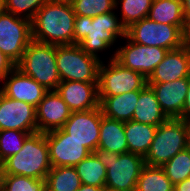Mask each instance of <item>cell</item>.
I'll list each match as a JSON object with an SVG mask.
<instances>
[{"label":"cell","instance_id":"ffe728a7","mask_svg":"<svg viewBox=\"0 0 190 191\" xmlns=\"http://www.w3.org/2000/svg\"><path fill=\"white\" fill-rule=\"evenodd\" d=\"M139 94L140 90H136L111 97H99V107L105 117L128 122L133 118Z\"/></svg>","mask_w":190,"mask_h":191},{"label":"cell","instance_id":"d590c367","mask_svg":"<svg viewBox=\"0 0 190 191\" xmlns=\"http://www.w3.org/2000/svg\"><path fill=\"white\" fill-rule=\"evenodd\" d=\"M173 191H190V177L175 184Z\"/></svg>","mask_w":190,"mask_h":191},{"label":"cell","instance_id":"52a82bcc","mask_svg":"<svg viewBox=\"0 0 190 191\" xmlns=\"http://www.w3.org/2000/svg\"><path fill=\"white\" fill-rule=\"evenodd\" d=\"M98 69L99 97H111L123 93L141 90L147 85V78L136 71L128 69L115 59V50Z\"/></svg>","mask_w":190,"mask_h":191},{"label":"cell","instance_id":"8fae6325","mask_svg":"<svg viewBox=\"0 0 190 191\" xmlns=\"http://www.w3.org/2000/svg\"><path fill=\"white\" fill-rule=\"evenodd\" d=\"M124 45L117 46L115 59L123 66L143 74L148 78L156 66L164 59L169 50L161 47H150L123 38Z\"/></svg>","mask_w":190,"mask_h":191},{"label":"cell","instance_id":"4316f807","mask_svg":"<svg viewBox=\"0 0 190 191\" xmlns=\"http://www.w3.org/2000/svg\"><path fill=\"white\" fill-rule=\"evenodd\" d=\"M81 184L102 187L105 189L106 167L94 153L84 158L75 166Z\"/></svg>","mask_w":190,"mask_h":191},{"label":"cell","instance_id":"d4e9b609","mask_svg":"<svg viewBox=\"0 0 190 191\" xmlns=\"http://www.w3.org/2000/svg\"><path fill=\"white\" fill-rule=\"evenodd\" d=\"M81 186L75 167H52L45 179L46 191H77Z\"/></svg>","mask_w":190,"mask_h":191},{"label":"cell","instance_id":"ab89813d","mask_svg":"<svg viewBox=\"0 0 190 191\" xmlns=\"http://www.w3.org/2000/svg\"><path fill=\"white\" fill-rule=\"evenodd\" d=\"M50 1L72 5L75 0H50Z\"/></svg>","mask_w":190,"mask_h":191},{"label":"cell","instance_id":"6da1fadb","mask_svg":"<svg viewBox=\"0 0 190 191\" xmlns=\"http://www.w3.org/2000/svg\"><path fill=\"white\" fill-rule=\"evenodd\" d=\"M114 11L88 17L76 15L74 21V44L101 62L99 53L115 48V44L126 36V28L122 25L119 15Z\"/></svg>","mask_w":190,"mask_h":191},{"label":"cell","instance_id":"e0dca14e","mask_svg":"<svg viewBox=\"0 0 190 191\" xmlns=\"http://www.w3.org/2000/svg\"><path fill=\"white\" fill-rule=\"evenodd\" d=\"M190 76V46L169 50L147 78V84H159Z\"/></svg>","mask_w":190,"mask_h":191},{"label":"cell","instance_id":"7bdbcfd3","mask_svg":"<svg viewBox=\"0 0 190 191\" xmlns=\"http://www.w3.org/2000/svg\"><path fill=\"white\" fill-rule=\"evenodd\" d=\"M104 191H117V190H109V189H104Z\"/></svg>","mask_w":190,"mask_h":191},{"label":"cell","instance_id":"ac0fdd59","mask_svg":"<svg viewBox=\"0 0 190 191\" xmlns=\"http://www.w3.org/2000/svg\"><path fill=\"white\" fill-rule=\"evenodd\" d=\"M56 92L72 112L99 107L98 83L63 81L57 86Z\"/></svg>","mask_w":190,"mask_h":191},{"label":"cell","instance_id":"1f68e13d","mask_svg":"<svg viewBox=\"0 0 190 191\" xmlns=\"http://www.w3.org/2000/svg\"><path fill=\"white\" fill-rule=\"evenodd\" d=\"M116 0H75L72 4L76 15L96 17L114 11Z\"/></svg>","mask_w":190,"mask_h":191},{"label":"cell","instance_id":"f546056e","mask_svg":"<svg viewBox=\"0 0 190 191\" xmlns=\"http://www.w3.org/2000/svg\"><path fill=\"white\" fill-rule=\"evenodd\" d=\"M1 191H46L45 179L0 174Z\"/></svg>","mask_w":190,"mask_h":191},{"label":"cell","instance_id":"5b68a950","mask_svg":"<svg viewBox=\"0 0 190 191\" xmlns=\"http://www.w3.org/2000/svg\"><path fill=\"white\" fill-rule=\"evenodd\" d=\"M190 123L179 118L168 119L157 127L144 161L146 165L162 167L177 153L187 148Z\"/></svg>","mask_w":190,"mask_h":191},{"label":"cell","instance_id":"277c9868","mask_svg":"<svg viewBox=\"0 0 190 191\" xmlns=\"http://www.w3.org/2000/svg\"><path fill=\"white\" fill-rule=\"evenodd\" d=\"M106 167L105 189L135 191L140 172L145 165L144 157L135 153H115L105 149L93 152Z\"/></svg>","mask_w":190,"mask_h":191},{"label":"cell","instance_id":"7a4b0ae2","mask_svg":"<svg viewBox=\"0 0 190 191\" xmlns=\"http://www.w3.org/2000/svg\"><path fill=\"white\" fill-rule=\"evenodd\" d=\"M75 17L72 5L49 0L31 20L33 41L57 46L73 45Z\"/></svg>","mask_w":190,"mask_h":191},{"label":"cell","instance_id":"e575fe53","mask_svg":"<svg viewBox=\"0 0 190 191\" xmlns=\"http://www.w3.org/2000/svg\"><path fill=\"white\" fill-rule=\"evenodd\" d=\"M179 119L190 123V76H189L188 91L186 94L184 107L182 109V114Z\"/></svg>","mask_w":190,"mask_h":191},{"label":"cell","instance_id":"44dd1931","mask_svg":"<svg viewBox=\"0 0 190 191\" xmlns=\"http://www.w3.org/2000/svg\"><path fill=\"white\" fill-rule=\"evenodd\" d=\"M168 119L157 101L154 90L147 84L140 90L132 120L158 127Z\"/></svg>","mask_w":190,"mask_h":191},{"label":"cell","instance_id":"8d00e7d4","mask_svg":"<svg viewBox=\"0 0 190 191\" xmlns=\"http://www.w3.org/2000/svg\"><path fill=\"white\" fill-rule=\"evenodd\" d=\"M183 14L186 22L190 21V0H182Z\"/></svg>","mask_w":190,"mask_h":191},{"label":"cell","instance_id":"2e32d148","mask_svg":"<svg viewBox=\"0 0 190 191\" xmlns=\"http://www.w3.org/2000/svg\"><path fill=\"white\" fill-rule=\"evenodd\" d=\"M71 113L56 90L47 91L36 107L37 132L46 133L62 128Z\"/></svg>","mask_w":190,"mask_h":191},{"label":"cell","instance_id":"3957f363","mask_svg":"<svg viewBox=\"0 0 190 191\" xmlns=\"http://www.w3.org/2000/svg\"><path fill=\"white\" fill-rule=\"evenodd\" d=\"M52 166L45 133L30 134L22 149L0 164V174L20 175L34 179H46Z\"/></svg>","mask_w":190,"mask_h":191},{"label":"cell","instance_id":"4dcf8cb0","mask_svg":"<svg viewBox=\"0 0 190 191\" xmlns=\"http://www.w3.org/2000/svg\"><path fill=\"white\" fill-rule=\"evenodd\" d=\"M33 133L20 130L0 131V164L9 156L17 154L23 147L25 139Z\"/></svg>","mask_w":190,"mask_h":191},{"label":"cell","instance_id":"ba28073f","mask_svg":"<svg viewBox=\"0 0 190 191\" xmlns=\"http://www.w3.org/2000/svg\"><path fill=\"white\" fill-rule=\"evenodd\" d=\"M56 62L61 82L98 83V69L101 61L85 53L79 45L57 46Z\"/></svg>","mask_w":190,"mask_h":191},{"label":"cell","instance_id":"603a6c76","mask_svg":"<svg viewBox=\"0 0 190 191\" xmlns=\"http://www.w3.org/2000/svg\"><path fill=\"white\" fill-rule=\"evenodd\" d=\"M148 18L157 23L175 25L184 33L187 29L182 0H153Z\"/></svg>","mask_w":190,"mask_h":191},{"label":"cell","instance_id":"d6a6232c","mask_svg":"<svg viewBox=\"0 0 190 191\" xmlns=\"http://www.w3.org/2000/svg\"><path fill=\"white\" fill-rule=\"evenodd\" d=\"M48 1L49 0H4L5 11L31 21L36 12Z\"/></svg>","mask_w":190,"mask_h":191},{"label":"cell","instance_id":"484cf974","mask_svg":"<svg viewBox=\"0 0 190 191\" xmlns=\"http://www.w3.org/2000/svg\"><path fill=\"white\" fill-rule=\"evenodd\" d=\"M174 185L162 167L144 165L136 183L135 191H173Z\"/></svg>","mask_w":190,"mask_h":191},{"label":"cell","instance_id":"60d3db41","mask_svg":"<svg viewBox=\"0 0 190 191\" xmlns=\"http://www.w3.org/2000/svg\"><path fill=\"white\" fill-rule=\"evenodd\" d=\"M5 10L4 0H0V14Z\"/></svg>","mask_w":190,"mask_h":191},{"label":"cell","instance_id":"74e56055","mask_svg":"<svg viewBox=\"0 0 190 191\" xmlns=\"http://www.w3.org/2000/svg\"><path fill=\"white\" fill-rule=\"evenodd\" d=\"M77 191H104V189L102 187L81 184Z\"/></svg>","mask_w":190,"mask_h":191},{"label":"cell","instance_id":"b9f144b4","mask_svg":"<svg viewBox=\"0 0 190 191\" xmlns=\"http://www.w3.org/2000/svg\"><path fill=\"white\" fill-rule=\"evenodd\" d=\"M187 149L190 151V131H189V136H188Z\"/></svg>","mask_w":190,"mask_h":191},{"label":"cell","instance_id":"9a60e30c","mask_svg":"<svg viewBox=\"0 0 190 191\" xmlns=\"http://www.w3.org/2000/svg\"><path fill=\"white\" fill-rule=\"evenodd\" d=\"M0 91L9 98L27 102L35 108L47 92L42 85L17 67L0 81Z\"/></svg>","mask_w":190,"mask_h":191},{"label":"cell","instance_id":"4fadbf2b","mask_svg":"<svg viewBox=\"0 0 190 191\" xmlns=\"http://www.w3.org/2000/svg\"><path fill=\"white\" fill-rule=\"evenodd\" d=\"M102 115L100 107L72 112L62 129L93 153L98 148Z\"/></svg>","mask_w":190,"mask_h":191},{"label":"cell","instance_id":"cb8c5ba5","mask_svg":"<svg viewBox=\"0 0 190 191\" xmlns=\"http://www.w3.org/2000/svg\"><path fill=\"white\" fill-rule=\"evenodd\" d=\"M156 130V126L142 124L134 120L125 122L124 132L128 152L145 157L150 149Z\"/></svg>","mask_w":190,"mask_h":191},{"label":"cell","instance_id":"f35d334b","mask_svg":"<svg viewBox=\"0 0 190 191\" xmlns=\"http://www.w3.org/2000/svg\"><path fill=\"white\" fill-rule=\"evenodd\" d=\"M185 44L190 46V21L187 23V29L185 32Z\"/></svg>","mask_w":190,"mask_h":191},{"label":"cell","instance_id":"f1b7e54d","mask_svg":"<svg viewBox=\"0 0 190 191\" xmlns=\"http://www.w3.org/2000/svg\"><path fill=\"white\" fill-rule=\"evenodd\" d=\"M173 185L190 177V151L186 148L162 166Z\"/></svg>","mask_w":190,"mask_h":191},{"label":"cell","instance_id":"d6986e66","mask_svg":"<svg viewBox=\"0 0 190 191\" xmlns=\"http://www.w3.org/2000/svg\"><path fill=\"white\" fill-rule=\"evenodd\" d=\"M189 77L180 78L171 82L148 84L154 90L162 111L169 118H180L186 94Z\"/></svg>","mask_w":190,"mask_h":191},{"label":"cell","instance_id":"30bf717a","mask_svg":"<svg viewBox=\"0 0 190 191\" xmlns=\"http://www.w3.org/2000/svg\"><path fill=\"white\" fill-rule=\"evenodd\" d=\"M33 41L31 21L3 11L0 14V51L17 65Z\"/></svg>","mask_w":190,"mask_h":191},{"label":"cell","instance_id":"7402d4cb","mask_svg":"<svg viewBox=\"0 0 190 191\" xmlns=\"http://www.w3.org/2000/svg\"><path fill=\"white\" fill-rule=\"evenodd\" d=\"M125 122L113 120L102 115L98 149L115 153L128 152L125 136Z\"/></svg>","mask_w":190,"mask_h":191},{"label":"cell","instance_id":"5bb4252c","mask_svg":"<svg viewBox=\"0 0 190 191\" xmlns=\"http://www.w3.org/2000/svg\"><path fill=\"white\" fill-rule=\"evenodd\" d=\"M1 130H20L27 133H36V108L27 102L9 98L0 91Z\"/></svg>","mask_w":190,"mask_h":191},{"label":"cell","instance_id":"9c48e42d","mask_svg":"<svg viewBox=\"0 0 190 191\" xmlns=\"http://www.w3.org/2000/svg\"><path fill=\"white\" fill-rule=\"evenodd\" d=\"M126 37L135 43L174 50L185 45V33L177 26L157 23L148 17L126 29Z\"/></svg>","mask_w":190,"mask_h":191},{"label":"cell","instance_id":"836d02e7","mask_svg":"<svg viewBox=\"0 0 190 191\" xmlns=\"http://www.w3.org/2000/svg\"><path fill=\"white\" fill-rule=\"evenodd\" d=\"M16 65L0 51V81L6 77Z\"/></svg>","mask_w":190,"mask_h":191},{"label":"cell","instance_id":"8992f818","mask_svg":"<svg viewBox=\"0 0 190 191\" xmlns=\"http://www.w3.org/2000/svg\"><path fill=\"white\" fill-rule=\"evenodd\" d=\"M56 49L57 45L32 41L16 67L47 91L56 90L61 83L57 70Z\"/></svg>","mask_w":190,"mask_h":191},{"label":"cell","instance_id":"83f0119b","mask_svg":"<svg viewBox=\"0 0 190 191\" xmlns=\"http://www.w3.org/2000/svg\"><path fill=\"white\" fill-rule=\"evenodd\" d=\"M153 0H116L115 8L121 13L119 17L122 25L127 29L149 15Z\"/></svg>","mask_w":190,"mask_h":191},{"label":"cell","instance_id":"7c38bea8","mask_svg":"<svg viewBox=\"0 0 190 191\" xmlns=\"http://www.w3.org/2000/svg\"><path fill=\"white\" fill-rule=\"evenodd\" d=\"M52 167H75L92 152L71 138L62 128L45 133Z\"/></svg>","mask_w":190,"mask_h":191}]
</instances>
